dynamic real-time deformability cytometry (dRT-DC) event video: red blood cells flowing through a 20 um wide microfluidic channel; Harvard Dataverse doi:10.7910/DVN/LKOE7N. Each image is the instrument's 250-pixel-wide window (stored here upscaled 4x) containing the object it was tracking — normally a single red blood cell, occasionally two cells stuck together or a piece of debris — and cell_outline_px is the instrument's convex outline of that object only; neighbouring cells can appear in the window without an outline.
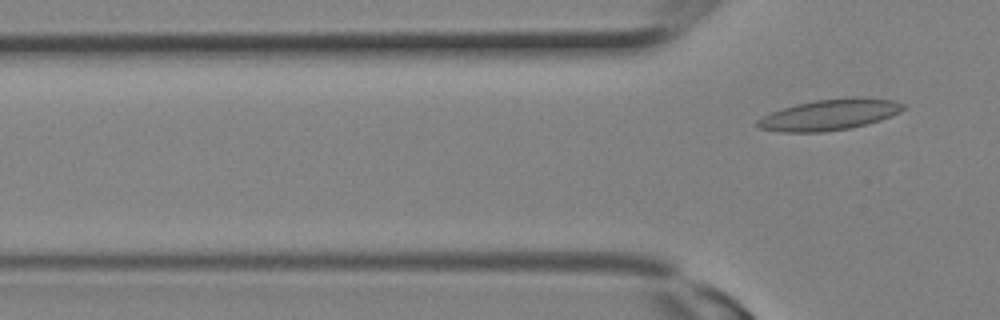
{"species": "Egyptian fruit bat (a non-hibernating species)", "species_latin": "Rousettus aegyptiacus", "temperature_condition": "room temperature", "stored_images_in_passage": 3, "camera_frame_rate_fps": 3000, "um_per_image_px": 0.085, "animal": {"sex": "female"}, "frame": {"image": 1, "passage_image": 3, "time_ms": 0.667, "image_size_px": [1000, 320], "cell_outline_px": [[904, 108], [900, 112], [880, 120], [852, 128], [824, 132], [784, 132], [760, 128], [756, 124], [756, 120], [772, 112], [796, 104], [816, 100], [844, 96], [864, 96], [892, 100], [904, 104]], "centroid_in_image_um": [70.55, 9.73], "position_along_channel_um": 55.3, "area_um2": 26.41}}